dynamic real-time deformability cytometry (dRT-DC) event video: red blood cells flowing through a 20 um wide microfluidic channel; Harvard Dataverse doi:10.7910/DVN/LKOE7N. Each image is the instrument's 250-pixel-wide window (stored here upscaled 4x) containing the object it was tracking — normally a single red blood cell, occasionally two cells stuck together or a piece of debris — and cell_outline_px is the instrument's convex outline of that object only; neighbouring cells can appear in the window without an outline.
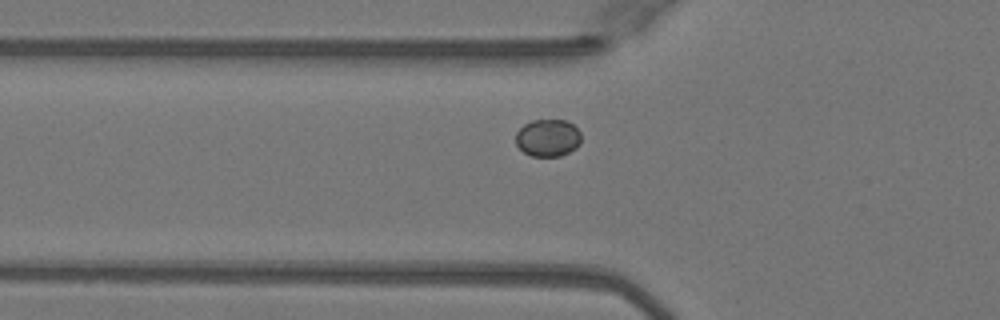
{"species": "Egyptian fruit bat (a non-hibernating species)", "species_latin": "Rousettus aegyptiacus", "temperature_condition": "warm", "stored_images_in_passage": 34, "camera_frame_rate_fps": 3000, "um_per_image_px": 0.085, "animal": {"sex": "female"}, "frame": {"image": 1, "passage_image": 4, "time_ms": 1.0, "image_size_px": [1000, 320], "cell_outline_px": [[580, 144], [576, 148], [560, 156], [532, 156], [524, 152], [516, 144], [516, 132], [524, 124], [532, 120], [564, 120], [572, 124], [580, 132]], "centroid_in_image_um": [46.56, 11.71], "position_along_channel_um": 79.2, "area_um2": 14.16}}
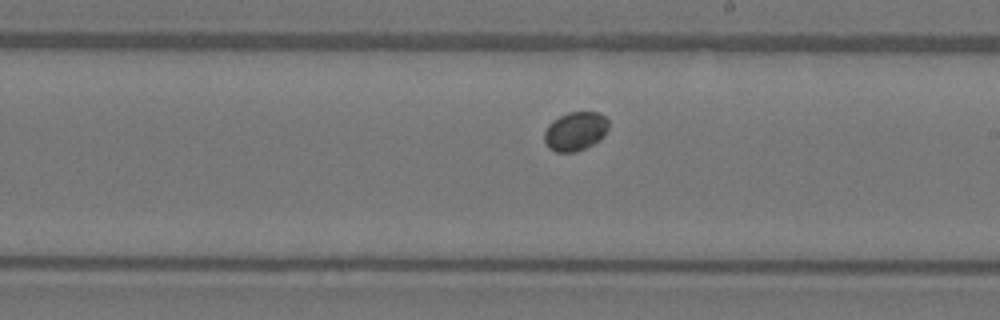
{"frame": {"image": 2, "passage_image": 16, "time_ms": 5.0, "image_size_px": [1000, 320], "cell_outline_px": [[608, 128], [604, 136], [600, 140], [576, 152], [556, 152], [548, 148], [544, 140], [544, 132], [548, 124], [552, 120], [568, 112], [600, 112], [608, 120]], "centroid_in_image_um": [48.89, 11.15], "position_along_channel_um": 240.1, "area_um2": 14.68}}
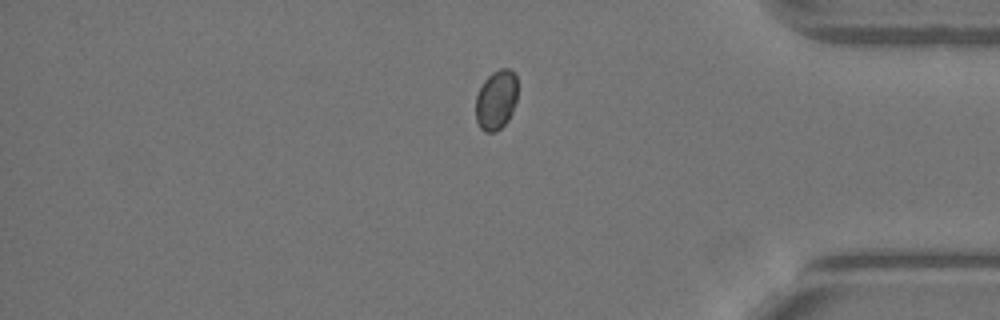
{"frame": {"image": 3, "passage_image": 29, "time_ms": 9.333, "image_size_px": [1000, 320], "cell_outline_px": [[516, 100], [512, 112], [508, 120], [496, 132], [484, 132], [480, 128], [476, 120], [476, 96], [484, 80], [492, 72], [500, 68], [508, 68], [516, 76]], "centroid_in_image_um": [42.16, 8.5], "position_along_channel_um": 393.0, "area_um2": 14.51}}